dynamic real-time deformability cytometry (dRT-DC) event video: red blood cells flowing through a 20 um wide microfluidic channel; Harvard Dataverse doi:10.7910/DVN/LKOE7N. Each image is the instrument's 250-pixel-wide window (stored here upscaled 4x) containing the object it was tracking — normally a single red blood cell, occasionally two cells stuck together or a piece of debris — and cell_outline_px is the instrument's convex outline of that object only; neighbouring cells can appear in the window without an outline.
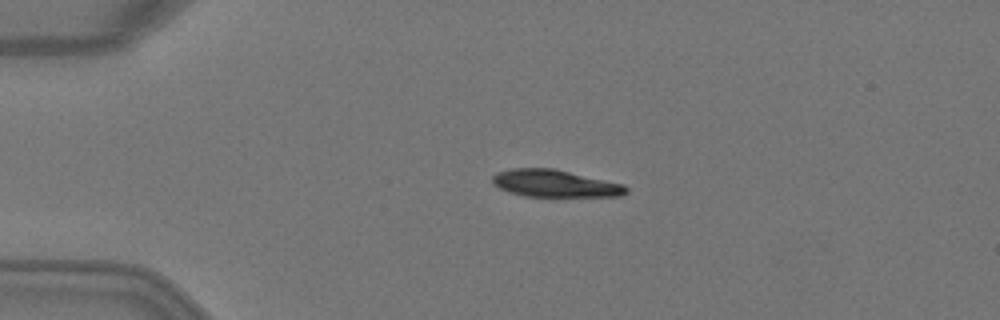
{"species": "Egyptian fruit bat (a non-hibernating species)", "species_latin": "Rousettus aegyptiacus", "temperature_condition": "warm", "stored_images_in_passage": 3, "camera_frame_rate_fps": 3000, "um_per_image_px": 0.085, "animal": {"sex": "female"}, "frame": {"image": 1, "passage_image": 2, "time_ms": 0.333, "image_size_px": [1000, 320], "cell_outline_px": [[628, 192], [620, 196], [552, 200], [524, 196], [508, 192], [492, 184], [492, 176], [496, 172], [512, 168], [552, 168], [624, 184], [628, 188]], "centroid_in_image_um": [47.19, 15.66], "position_along_channel_um": 37.8, "area_um2": 22.54}}